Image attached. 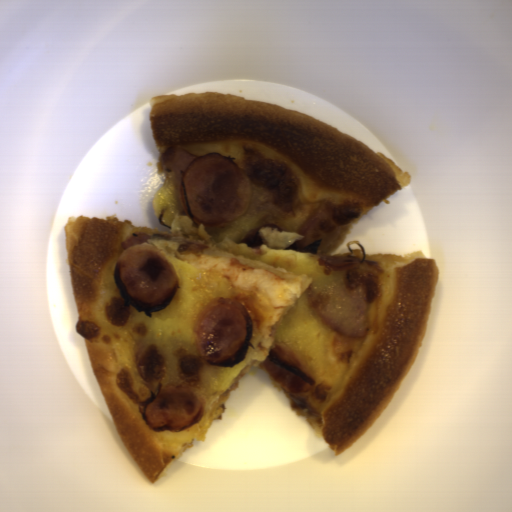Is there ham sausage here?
I'll use <instances>...</instances> for the list:
<instances>
[{
    "instance_id": "4",
    "label": "ham sausage",
    "mask_w": 512,
    "mask_h": 512,
    "mask_svg": "<svg viewBox=\"0 0 512 512\" xmlns=\"http://www.w3.org/2000/svg\"><path fill=\"white\" fill-rule=\"evenodd\" d=\"M200 398L177 383H166L149 403L144 421L154 431H186L204 415Z\"/></svg>"
},
{
    "instance_id": "5",
    "label": "ham sausage",
    "mask_w": 512,
    "mask_h": 512,
    "mask_svg": "<svg viewBox=\"0 0 512 512\" xmlns=\"http://www.w3.org/2000/svg\"><path fill=\"white\" fill-rule=\"evenodd\" d=\"M263 368L290 394L312 392L317 383L310 364L301 353L281 342L273 343Z\"/></svg>"
},
{
    "instance_id": "3",
    "label": "ham sausage",
    "mask_w": 512,
    "mask_h": 512,
    "mask_svg": "<svg viewBox=\"0 0 512 512\" xmlns=\"http://www.w3.org/2000/svg\"><path fill=\"white\" fill-rule=\"evenodd\" d=\"M253 316L245 302L228 296L213 299L194 322V336L203 357L221 367H234L249 352Z\"/></svg>"
},
{
    "instance_id": "2",
    "label": "ham sausage",
    "mask_w": 512,
    "mask_h": 512,
    "mask_svg": "<svg viewBox=\"0 0 512 512\" xmlns=\"http://www.w3.org/2000/svg\"><path fill=\"white\" fill-rule=\"evenodd\" d=\"M147 233L136 232L122 239L115 264V282L124 305L152 317L168 307L179 286L180 276L168 257L146 244Z\"/></svg>"
},
{
    "instance_id": "1",
    "label": "ham sausage",
    "mask_w": 512,
    "mask_h": 512,
    "mask_svg": "<svg viewBox=\"0 0 512 512\" xmlns=\"http://www.w3.org/2000/svg\"><path fill=\"white\" fill-rule=\"evenodd\" d=\"M161 164L173 173L180 205L196 226L224 227L248 210L252 179L224 153L196 155L170 147L163 151Z\"/></svg>"
}]
</instances>
